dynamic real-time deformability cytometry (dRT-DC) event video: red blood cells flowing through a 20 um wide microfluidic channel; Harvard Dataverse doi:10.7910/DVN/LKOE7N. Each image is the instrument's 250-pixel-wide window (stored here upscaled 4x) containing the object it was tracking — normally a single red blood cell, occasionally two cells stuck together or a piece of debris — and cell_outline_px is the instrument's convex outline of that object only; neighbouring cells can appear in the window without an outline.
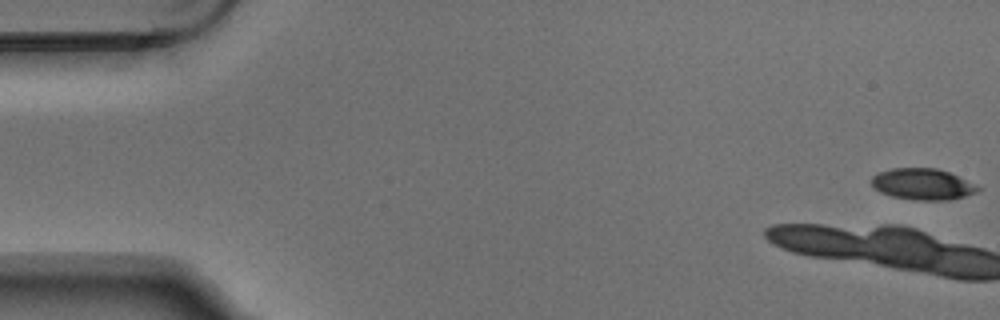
{"species": "Egyptian fruit bat (a non-hibernating species)", "species_latin": "Rousettus aegyptiacus", "temperature_condition": "warm", "stored_images_in_passage": 8, "camera_frame_rate_fps": 3000, "um_per_image_px": 0.085, "animal": {"sex": "male"}, "frame": {"image": 1, "passage_image": 1, "time_ms": 0.0, "image_size_px": [1000, 320], "cell_outline_px": [[980, 188], [976, 192], [964, 196], [948, 200], [916, 200], [892, 196], [880, 192], [872, 184], [872, 176], [880, 172], [892, 168], [936, 168], [948, 172]], "centroid_in_image_um": [78.38, 15.65], "position_along_channel_um": 6.6, "area_um2": 18.9}}
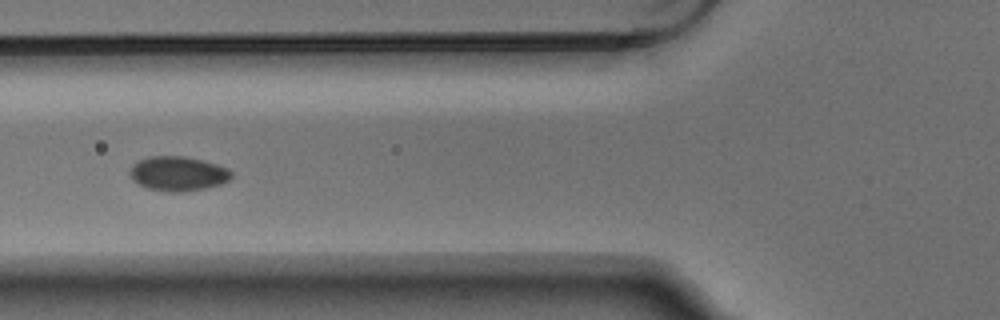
{"frame": {"image": 2, "passage_image": 6, "time_ms": 1.667, "image_size_px": [1000, 320], "cell_outline_px": [[232, 176], [228, 180], [220, 184], [204, 188], [184, 192], [164, 192], [148, 188], [132, 180], [128, 172], [132, 164], [148, 156], [184, 156], [204, 160], [228, 168], [232, 172]], "centroid_in_image_um": [15.11, 14.75], "position_along_channel_um": 110.7, "area_um2": 20.58}}
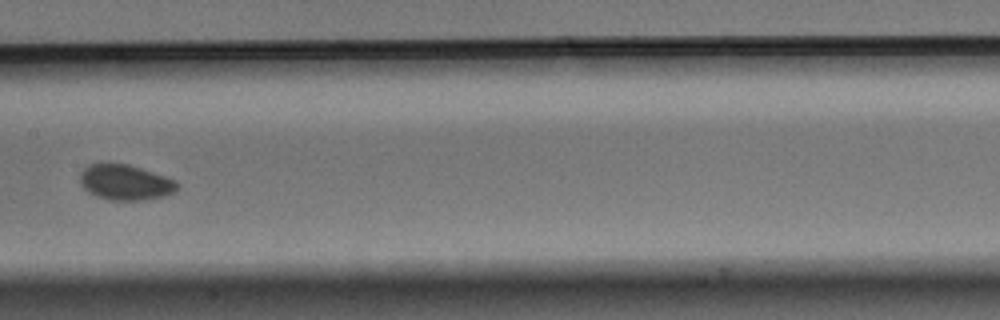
{"frame": {"image": 3, "passage_image": 8, "time_ms": 2.333, "image_size_px": [1000, 320], "cell_outline_px": [[180, 184], [176, 192], [164, 196], [144, 200], [108, 200], [96, 196], [88, 192], [80, 184], [80, 172], [88, 164], [128, 164], [176, 180]], "centroid_in_image_um": [10.66, 15.51], "position_along_channel_um": 196.7, "area_um2": 20.11}}